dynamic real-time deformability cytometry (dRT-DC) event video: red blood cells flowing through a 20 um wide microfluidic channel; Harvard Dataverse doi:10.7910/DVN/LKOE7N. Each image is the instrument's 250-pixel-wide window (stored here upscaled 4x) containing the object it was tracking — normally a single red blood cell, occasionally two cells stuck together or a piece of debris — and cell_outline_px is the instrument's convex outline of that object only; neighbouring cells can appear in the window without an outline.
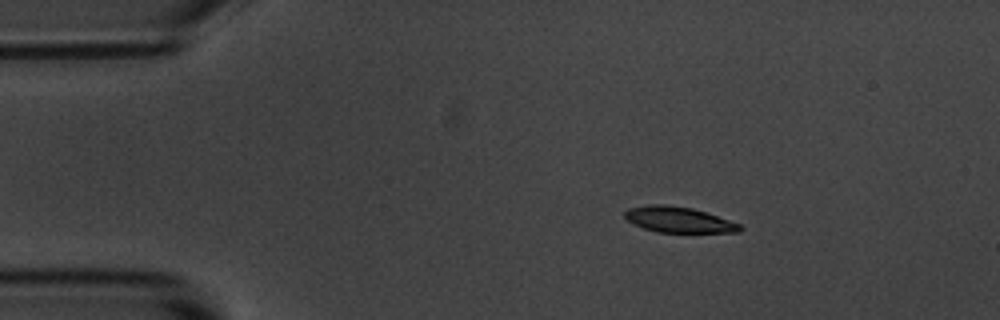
{"species": "common noctule bat (a hibernating species)", "species_latin": "Nyctalus noctula", "temperature_condition": "room temperature", "stored_images_in_passage": 46, "camera_frame_rate_fps": 3000, "um_per_image_px": 0.085, "animal": {"sex": "male", "body_mass_g": 20.1, "forearm_length_mm": 53.5}, "frame": {"image": 1, "passage_image": 1, "time_ms": 0.0, "image_size_px": [1000, 320], "cell_outline_px": [[744, 228], [740, 232], [656, 232], [644, 228], [628, 220], [624, 216], [624, 212], [628, 208], [648, 204], [664, 204], [692, 208], [740, 224]], "centroid_in_image_um": [57.66, 18.67], "position_along_channel_um": 27.3, "area_um2": 17.05}}
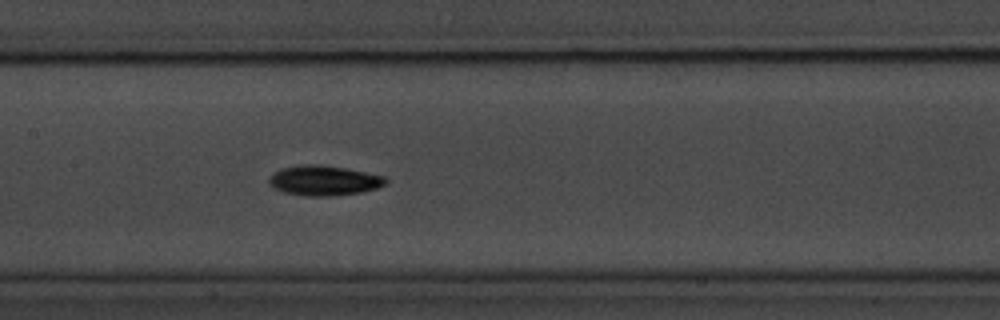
{"frame": {"image": 2, "passage_image": 18, "time_ms": 5.667, "image_size_px": [1000, 320], "cell_outline_px": [[388, 180], [384, 184], [376, 188], [360, 192], [328, 196], [304, 196], [284, 192], [268, 184], [268, 180], [280, 168], [304, 164], [320, 164], [348, 168], [384, 176]], "centroid_in_image_um": [27.53, 15.33], "position_along_channel_um": 179.9, "area_um2": 20.29}}
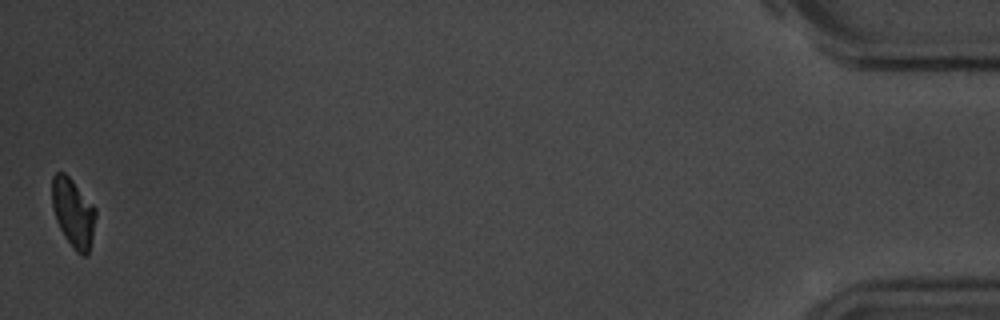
{"frame": {"image": 3, "passage_image": 46, "time_ms": 15.0, "image_size_px": [1000, 320], "cell_outline_px": [[96, 216], [92, 236], [88, 252], [84, 256], [76, 252], [64, 236], [56, 220], [52, 208], [52, 176], [56, 172], [64, 172], [72, 180], [96, 208]], "centroid_in_image_um": [6.21, 18.07], "position_along_channel_um": 429.0, "area_um2": 17.34}, "authors_computed_cell_mechanics": {"area_um2": 18.6116, "velocity_mm_per_s": 3.6797, "shape_relaxation_time_tau1_ms": 1.9404, "shape_relaxation_time_tau2_ms": null, "deformation_change_tau1": 0.1095, "deformation_change_tau2": null}}